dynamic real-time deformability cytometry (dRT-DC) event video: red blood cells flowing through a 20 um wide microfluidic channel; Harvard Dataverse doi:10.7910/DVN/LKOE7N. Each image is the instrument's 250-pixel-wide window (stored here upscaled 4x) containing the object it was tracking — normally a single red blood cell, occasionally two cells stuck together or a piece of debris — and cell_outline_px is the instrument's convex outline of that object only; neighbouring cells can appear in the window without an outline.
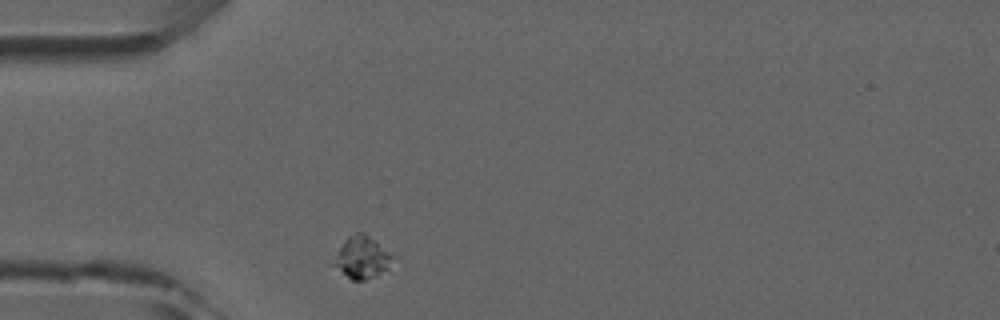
{"species": "common noctule bat (a hibernating species)", "species_latin": "Nyctalus noctula", "temperature_condition": "room temperature", "stored_images_in_passage": 1, "camera_frame_rate_fps": 3000, "um_per_image_px": 0.085, "animal": {"sex": "male", "forearm_length_mm": 52.5}, "frame": {"image": 1, "passage_image": 1, "time_ms": 0.0, "image_size_px": [1000, 320], "cell_outline_px": [[396, 256], [388, 268], [376, 276], [364, 280], [352, 280], [328, 264], [344, 240], [348, 236], [356, 232], [364, 232], [376, 240]], "centroid_in_image_um": [30.73, 21.87], "position_along_channel_um": 54.3, "area_um2": 15.03}}